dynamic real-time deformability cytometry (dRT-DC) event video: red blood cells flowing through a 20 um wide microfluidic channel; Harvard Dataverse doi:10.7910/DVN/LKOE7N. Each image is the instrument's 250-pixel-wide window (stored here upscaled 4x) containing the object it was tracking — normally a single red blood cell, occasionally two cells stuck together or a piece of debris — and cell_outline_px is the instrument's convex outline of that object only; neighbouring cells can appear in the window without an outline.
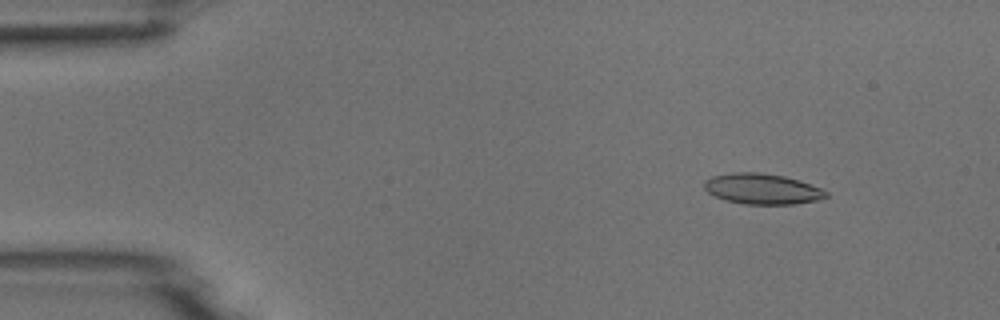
{"species": "common noctule bat (a hibernating species)", "species_latin": "Nyctalus noctula", "temperature_condition": "room temperature", "stored_images_in_passage": 53, "camera_frame_rate_fps": 3000, "um_per_image_px": 0.085, "animal": {"sex": "male", "body_mass_g": 18.8}, "frame": {"image": 1, "passage_image": 6, "time_ms": 1.667, "image_size_px": [1000, 320], "cell_outline_px": [[828, 196], [816, 200], [796, 204], [744, 204], [724, 200], [708, 192], [704, 188], [704, 180], [712, 176], [732, 172], [760, 172], [784, 176], [800, 180], [820, 188], [828, 192]], "centroid_in_image_um": [64.77, 16.05], "position_along_channel_um": 20.2, "area_um2": 21.79}}
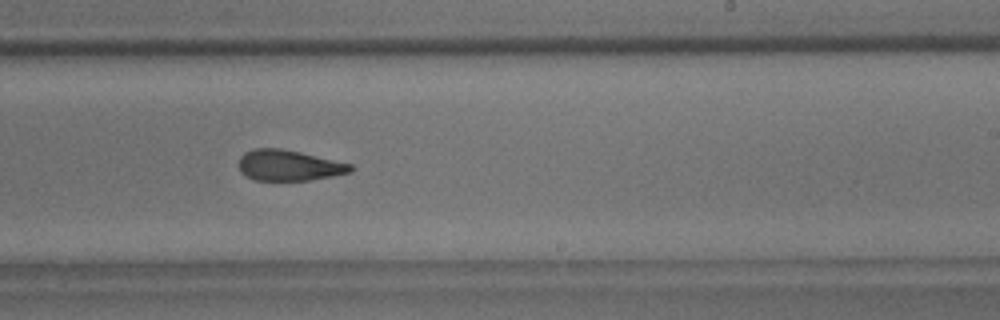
{"frame": {"image": 2, "passage_image": 32, "time_ms": 10.333, "image_size_px": [1000, 320], "cell_outline_px": [[352, 172], [312, 180], [256, 180], [244, 176], [240, 172], [240, 156], [244, 152], [252, 148], [280, 148], [300, 152], [352, 164]], "centroid_in_image_um": [24.53, 14.05], "position_along_channel_um": 264.5, "area_um2": 20.06}}
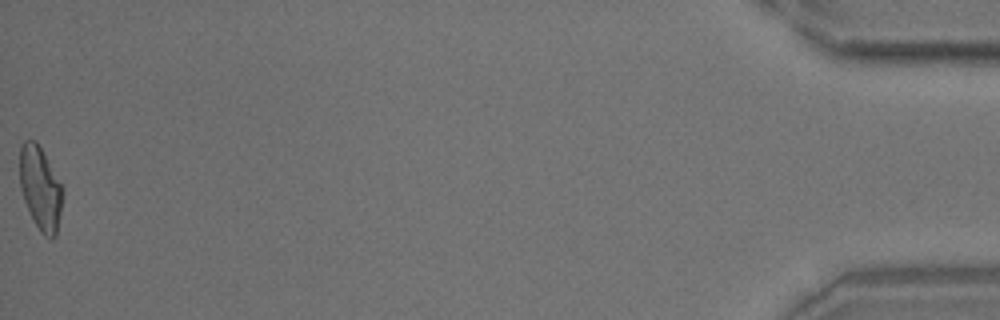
{"frame": {"image": 3, "passage_image": 53, "time_ms": 17.333, "image_size_px": [1000, 320], "cell_outline_px": [[64, 192], [56, 236], [52, 240], [48, 240], [40, 232], [24, 200], [20, 188], [20, 144], [24, 140], [36, 140], [64, 188]], "centroid_in_image_um": [3.45, 16.02], "position_along_channel_um": 431.8, "area_um2": 20.98}}